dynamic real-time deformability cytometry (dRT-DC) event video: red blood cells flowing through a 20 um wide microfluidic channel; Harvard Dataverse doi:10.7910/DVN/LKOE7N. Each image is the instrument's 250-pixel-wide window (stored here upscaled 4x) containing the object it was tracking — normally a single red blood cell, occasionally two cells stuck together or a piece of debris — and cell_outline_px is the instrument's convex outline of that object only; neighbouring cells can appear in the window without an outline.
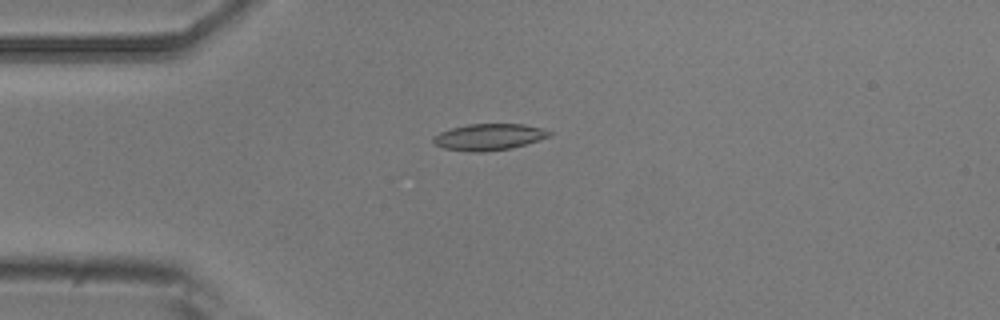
{"species": "common noctule bat (a hibernating species)", "species_latin": "Nyctalus noctula", "temperature_condition": "room temperature", "stored_images_in_passage": 51, "camera_frame_rate_fps": 3000, "um_per_image_px": 0.085, "animal": {"sex": "male", "body_mass_g": 20.5, "forearm_length_mm": 52.5}, "frame": {"image": 1, "passage_image": 13, "time_ms": 4.0, "image_size_px": [1000, 320], "cell_outline_px": [[552, 132], [548, 136], [512, 148], [484, 152], [468, 152], [444, 148], [436, 144], [432, 140], [432, 136], [440, 132], [452, 128], [468, 124], [524, 124], [540, 128]], "centroid_in_image_um": [41.5, 11.64], "position_along_channel_um": 43.5, "area_um2": 17.69}}
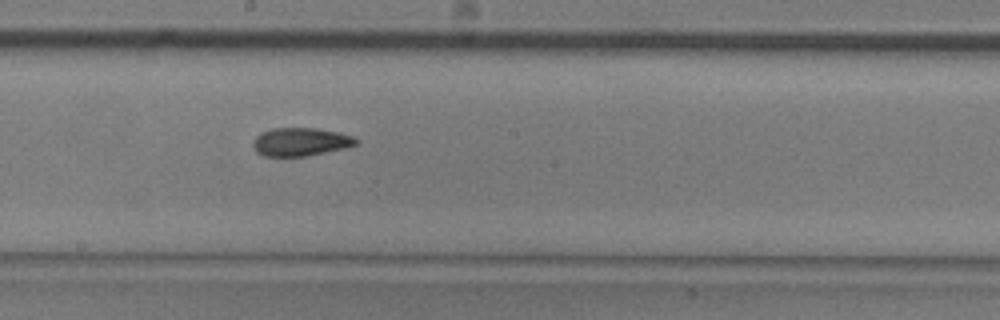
{"frame": {"image": 2, "passage_image": 28, "time_ms": 9.0, "image_size_px": [1000, 320], "cell_outline_px": [[360, 140], [356, 144], [344, 148], [308, 156], [264, 156], [256, 152], [252, 144], [256, 136], [260, 132], [272, 128], [316, 128], [340, 132], [352, 136]], "centroid_in_image_um": [25.54, 12.05], "position_along_channel_um": 222.7, "area_um2": 17.05}}
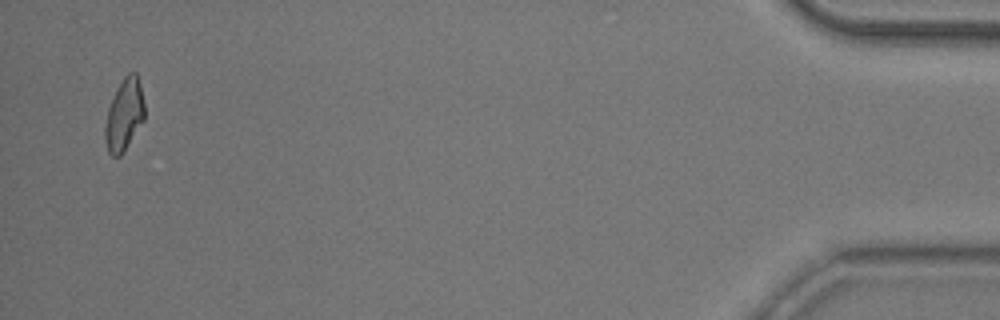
{"frame": {"image": 3, "passage_image": 50, "time_ms": 16.333, "image_size_px": [1000, 320], "cell_outline_px": [[144, 120], [120, 156], [112, 156], [108, 152], [104, 140], [104, 128], [108, 108], [124, 76], [128, 72], [136, 72], [140, 84], [144, 104]], "centroid_in_image_um": [10.55, 9.77], "position_along_channel_um": 424.6, "area_um2": 16.3}, "authors_computed_cell_mechanics": {"area_um2": 17.1088, "velocity_mm_per_s": 3.9414, "shape_relaxation_time_tau1_ms": 7.8331, "shape_relaxation_time_tau2_ms": 3.6602, "deformation_change_tau1": 0.1914, "deformation_change_tau2": 0.1049}}